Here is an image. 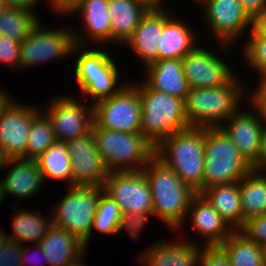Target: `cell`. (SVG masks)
<instances>
[{
	"label": "cell",
	"mask_w": 266,
	"mask_h": 266,
	"mask_svg": "<svg viewBox=\"0 0 266 266\" xmlns=\"http://www.w3.org/2000/svg\"><path fill=\"white\" fill-rule=\"evenodd\" d=\"M105 235H116L124 229L129 232L133 239L139 235L126 223L117 202L104 191L100 193L99 202L93 219V230Z\"/></svg>",
	"instance_id": "33"
},
{
	"label": "cell",
	"mask_w": 266,
	"mask_h": 266,
	"mask_svg": "<svg viewBox=\"0 0 266 266\" xmlns=\"http://www.w3.org/2000/svg\"><path fill=\"white\" fill-rule=\"evenodd\" d=\"M86 251L81 254L78 258L74 259L72 262H69L68 264H65L64 266H85L84 263V255H85ZM83 259V260H82Z\"/></svg>",
	"instance_id": "49"
},
{
	"label": "cell",
	"mask_w": 266,
	"mask_h": 266,
	"mask_svg": "<svg viewBox=\"0 0 266 266\" xmlns=\"http://www.w3.org/2000/svg\"><path fill=\"white\" fill-rule=\"evenodd\" d=\"M198 265L199 266H231L228 254L220 245L201 247Z\"/></svg>",
	"instance_id": "38"
},
{
	"label": "cell",
	"mask_w": 266,
	"mask_h": 266,
	"mask_svg": "<svg viewBox=\"0 0 266 266\" xmlns=\"http://www.w3.org/2000/svg\"><path fill=\"white\" fill-rule=\"evenodd\" d=\"M237 78L234 74L217 87L190 88L184 100L190 127L219 128L242 107L245 84Z\"/></svg>",
	"instance_id": "2"
},
{
	"label": "cell",
	"mask_w": 266,
	"mask_h": 266,
	"mask_svg": "<svg viewBox=\"0 0 266 266\" xmlns=\"http://www.w3.org/2000/svg\"><path fill=\"white\" fill-rule=\"evenodd\" d=\"M220 246L228 254L231 266H266V250L239 230L234 231Z\"/></svg>",
	"instance_id": "30"
},
{
	"label": "cell",
	"mask_w": 266,
	"mask_h": 266,
	"mask_svg": "<svg viewBox=\"0 0 266 266\" xmlns=\"http://www.w3.org/2000/svg\"><path fill=\"white\" fill-rule=\"evenodd\" d=\"M35 160L45 182L67 181L72 186V163L66 143L55 142Z\"/></svg>",
	"instance_id": "31"
},
{
	"label": "cell",
	"mask_w": 266,
	"mask_h": 266,
	"mask_svg": "<svg viewBox=\"0 0 266 266\" xmlns=\"http://www.w3.org/2000/svg\"><path fill=\"white\" fill-rule=\"evenodd\" d=\"M94 122L103 129L137 133L141 129V100L138 89L131 83L112 97L93 105Z\"/></svg>",
	"instance_id": "10"
},
{
	"label": "cell",
	"mask_w": 266,
	"mask_h": 266,
	"mask_svg": "<svg viewBox=\"0 0 266 266\" xmlns=\"http://www.w3.org/2000/svg\"><path fill=\"white\" fill-rule=\"evenodd\" d=\"M146 80L151 89L185 100L190 85L183 71L182 60H156L145 67Z\"/></svg>",
	"instance_id": "23"
},
{
	"label": "cell",
	"mask_w": 266,
	"mask_h": 266,
	"mask_svg": "<svg viewBox=\"0 0 266 266\" xmlns=\"http://www.w3.org/2000/svg\"><path fill=\"white\" fill-rule=\"evenodd\" d=\"M12 99L13 98H11L7 91L4 92V90H0V114Z\"/></svg>",
	"instance_id": "48"
},
{
	"label": "cell",
	"mask_w": 266,
	"mask_h": 266,
	"mask_svg": "<svg viewBox=\"0 0 266 266\" xmlns=\"http://www.w3.org/2000/svg\"><path fill=\"white\" fill-rule=\"evenodd\" d=\"M3 200H4V196H3L2 182L0 180V204Z\"/></svg>",
	"instance_id": "50"
},
{
	"label": "cell",
	"mask_w": 266,
	"mask_h": 266,
	"mask_svg": "<svg viewBox=\"0 0 266 266\" xmlns=\"http://www.w3.org/2000/svg\"><path fill=\"white\" fill-rule=\"evenodd\" d=\"M205 170L203 191L239 182L252 166L220 128H204Z\"/></svg>",
	"instance_id": "8"
},
{
	"label": "cell",
	"mask_w": 266,
	"mask_h": 266,
	"mask_svg": "<svg viewBox=\"0 0 266 266\" xmlns=\"http://www.w3.org/2000/svg\"><path fill=\"white\" fill-rule=\"evenodd\" d=\"M249 40L244 47V57L247 65L258 72V75L266 74V38L258 36L250 31Z\"/></svg>",
	"instance_id": "35"
},
{
	"label": "cell",
	"mask_w": 266,
	"mask_h": 266,
	"mask_svg": "<svg viewBox=\"0 0 266 266\" xmlns=\"http://www.w3.org/2000/svg\"><path fill=\"white\" fill-rule=\"evenodd\" d=\"M50 3L49 5L53 9V11L64 14L65 11L72 6L77 0H48Z\"/></svg>",
	"instance_id": "46"
},
{
	"label": "cell",
	"mask_w": 266,
	"mask_h": 266,
	"mask_svg": "<svg viewBox=\"0 0 266 266\" xmlns=\"http://www.w3.org/2000/svg\"><path fill=\"white\" fill-rule=\"evenodd\" d=\"M39 244L50 266H64L86 250L85 244L78 237L53 224Z\"/></svg>",
	"instance_id": "24"
},
{
	"label": "cell",
	"mask_w": 266,
	"mask_h": 266,
	"mask_svg": "<svg viewBox=\"0 0 266 266\" xmlns=\"http://www.w3.org/2000/svg\"><path fill=\"white\" fill-rule=\"evenodd\" d=\"M6 8V6L4 5V1L3 0H0V12Z\"/></svg>",
	"instance_id": "52"
},
{
	"label": "cell",
	"mask_w": 266,
	"mask_h": 266,
	"mask_svg": "<svg viewBox=\"0 0 266 266\" xmlns=\"http://www.w3.org/2000/svg\"><path fill=\"white\" fill-rule=\"evenodd\" d=\"M81 14L84 28L83 35L73 30L76 45L84 46L87 37L97 44L111 43V17L108 12V0H77L64 15ZM80 12V13H79ZM85 34V36H84ZM84 41V42H83Z\"/></svg>",
	"instance_id": "19"
},
{
	"label": "cell",
	"mask_w": 266,
	"mask_h": 266,
	"mask_svg": "<svg viewBox=\"0 0 266 266\" xmlns=\"http://www.w3.org/2000/svg\"><path fill=\"white\" fill-rule=\"evenodd\" d=\"M52 211V224L78 237L86 247L103 187L73 185Z\"/></svg>",
	"instance_id": "9"
},
{
	"label": "cell",
	"mask_w": 266,
	"mask_h": 266,
	"mask_svg": "<svg viewBox=\"0 0 266 266\" xmlns=\"http://www.w3.org/2000/svg\"><path fill=\"white\" fill-rule=\"evenodd\" d=\"M20 67V42L0 36V64Z\"/></svg>",
	"instance_id": "39"
},
{
	"label": "cell",
	"mask_w": 266,
	"mask_h": 266,
	"mask_svg": "<svg viewBox=\"0 0 266 266\" xmlns=\"http://www.w3.org/2000/svg\"><path fill=\"white\" fill-rule=\"evenodd\" d=\"M182 66L190 88L217 87L234 75L222 57L198 45L182 58Z\"/></svg>",
	"instance_id": "16"
},
{
	"label": "cell",
	"mask_w": 266,
	"mask_h": 266,
	"mask_svg": "<svg viewBox=\"0 0 266 266\" xmlns=\"http://www.w3.org/2000/svg\"><path fill=\"white\" fill-rule=\"evenodd\" d=\"M252 169L256 172L266 173V123L262 134L260 152L258 154L256 163L252 166Z\"/></svg>",
	"instance_id": "42"
},
{
	"label": "cell",
	"mask_w": 266,
	"mask_h": 266,
	"mask_svg": "<svg viewBox=\"0 0 266 266\" xmlns=\"http://www.w3.org/2000/svg\"><path fill=\"white\" fill-rule=\"evenodd\" d=\"M252 30L266 38V7L252 20Z\"/></svg>",
	"instance_id": "44"
},
{
	"label": "cell",
	"mask_w": 266,
	"mask_h": 266,
	"mask_svg": "<svg viewBox=\"0 0 266 266\" xmlns=\"http://www.w3.org/2000/svg\"><path fill=\"white\" fill-rule=\"evenodd\" d=\"M201 6L206 25L221 48H227L246 31L252 30V19L239 0H202Z\"/></svg>",
	"instance_id": "13"
},
{
	"label": "cell",
	"mask_w": 266,
	"mask_h": 266,
	"mask_svg": "<svg viewBox=\"0 0 266 266\" xmlns=\"http://www.w3.org/2000/svg\"><path fill=\"white\" fill-rule=\"evenodd\" d=\"M148 8L137 0H108L111 17V43H126Z\"/></svg>",
	"instance_id": "25"
},
{
	"label": "cell",
	"mask_w": 266,
	"mask_h": 266,
	"mask_svg": "<svg viewBox=\"0 0 266 266\" xmlns=\"http://www.w3.org/2000/svg\"><path fill=\"white\" fill-rule=\"evenodd\" d=\"M250 111L240 108L219 128L236 146L245 160L253 166L260 152L266 121L256 109Z\"/></svg>",
	"instance_id": "17"
},
{
	"label": "cell",
	"mask_w": 266,
	"mask_h": 266,
	"mask_svg": "<svg viewBox=\"0 0 266 266\" xmlns=\"http://www.w3.org/2000/svg\"><path fill=\"white\" fill-rule=\"evenodd\" d=\"M260 81H258V86L255 88L252 93L248 94L250 106L252 109H256L259 114L266 121V74L260 75Z\"/></svg>",
	"instance_id": "40"
},
{
	"label": "cell",
	"mask_w": 266,
	"mask_h": 266,
	"mask_svg": "<svg viewBox=\"0 0 266 266\" xmlns=\"http://www.w3.org/2000/svg\"><path fill=\"white\" fill-rule=\"evenodd\" d=\"M13 100L0 114V151L4 159H25L31 123L41 111Z\"/></svg>",
	"instance_id": "14"
},
{
	"label": "cell",
	"mask_w": 266,
	"mask_h": 266,
	"mask_svg": "<svg viewBox=\"0 0 266 266\" xmlns=\"http://www.w3.org/2000/svg\"><path fill=\"white\" fill-rule=\"evenodd\" d=\"M154 155L196 193L203 192L204 128L189 127L175 132L155 147Z\"/></svg>",
	"instance_id": "3"
},
{
	"label": "cell",
	"mask_w": 266,
	"mask_h": 266,
	"mask_svg": "<svg viewBox=\"0 0 266 266\" xmlns=\"http://www.w3.org/2000/svg\"><path fill=\"white\" fill-rule=\"evenodd\" d=\"M243 225L248 219L266 214V173L250 171L240 180Z\"/></svg>",
	"instance_id": "28"
},
{
	"label": "cell",
	"mask_w": 266,
	"mask_h": 266,
	"mask_svg": "<svg viewBox=\"0 0 266 266\" xmlns=\"http://www.w3.org/2000/svg\"><path fill=\"white\" fill-rule=\"evenodd\" d=\"M27 246H24L23 245V247H22V256H21V265L22 266H28V264H30L31 263V261L32 260H36V257H38V256H41V259L42 260H44V264L46 263L47 264V262H46V260H45V257H44V253L42 252V249H41V247H40V244L39 243H37V244H35V248H36V251H34V252H38L39 253V255H32V254H30L29 253V255H28V251H29V248L27 247ZM34 252H32V253H34ZM37 253V254H38ZM35 256V257H34ZM40 259V258H39ZM38 260V259H37ZM37 260H36V263H38V264H36L35 263V265L34 266H41L43 263H41L40 261H38L37 262ZM27 262H30V263H27ZM32 262H34V261H32ZM39 262L41 263V264H39ZM42 265V266H45V265Z\"/></svg>",
	"instance_id": "43"
},
{
	"label": "cell",
	"mask_w": 266,
	"mask_h": 266,
	"mask_svg": "<svg viewBox=\"0 0 266 266\" xmlns=\"http://www.w3.org/2000/svg\"><path fill=\"white\" fill-rule=\"evenodd\" d=\"M91 131L109 172L142 170L154 156L155 147L140 132L106 130L95 122Z\"/></svg>",
	"instance_id": "6"
},
{
	"label": "cell",
	"mask_w": 266,
	"mask_h": 266,
	"mask_svg": "<svg viewBox=\"0 0 266 266\" xmlns=\"http://www.w3.org/2000/svg\"><path fill=\"white\" fill-rule=\"evenodd\" d=\"M36 12V8H4L0 12V36L23 41L40 24Z\"/></svg>",
	"instance_id": "32"
},
{
	"label": "cell",
	"mask_w": 266,
	"mask_h": 266,
	"mask_svg": "<svg viewBox=\"0 0 266 266\" xmlns=\"http://www.w3.org/2000/svg\"><path fill=\"white\" fill-rule=\"evenodd\" d=\"M201 194L234 231L243 227L240 181L213 186Z\"/></svg>",
	"instance_id": "26"
},
{
	"label": "cell",
	"mask_w": 266,
	"mask_h": 266,
	"mask_svg": "<svg viewBox=\"0 0 266 266\" xmlns=\"http://www.w3.org/2000/svg\"><path fill=\"white\" fill-rule=\"evenodd\" d=\"M75 45L72 55H78L74 74L82 95L92 97V105L114 96L124 85H118L120 71L115 59L104 50ZM118 85V86H117Z\"/></svg>",
	"instance_id": "7"
},
{
	"label": "cell",
	"mask_w": 266,
	"mask_h": 266,
	"mask_svg": "<svg viewBox=\"0 0 266 266\" xmlns=\"http://www.w3.org/2000/svg\"><path fill=\"white\" fill-rule=\"evenodd\" d=\"M187 215L193 231L204 237V246L221 245L234 232L200 193L193 196Z\"/></svg>",
	"instance_id": "20"
},
{
	"label": "cell",
	"mask_w": 266,
	"mask_h": 266,
	"mask_svg": "<svg viewBox=\"0 0 266 266\" xmlns=\"http://www.w3.org/2000/svg\"><path fill=\"white\" fill-rule=\"evenodd\" d=\"M141 100L140 133L156 147L162 140L177 131L190 127L185 111V101L144 84L131 82Z\"/></svg>",
	"instance_id": "4"
},
{
	"label": "cell",
	"mask_w": 266,
	"mask_h": 266,
	"mask_svg": "<svg viewBox=\"0 0 266 266\" xmlns=\"http://www.w3.org/2000/svg\"><path fill=\"white\" fill-rule=\"evenodd\" d=\"M71 160L72 186L103 187L109 175L95 145L92 131L66 143Z\"/></svg>",
	"instance_id": "15"
},
{
	"label": "cell",
	"mask_w": 266,
	"mask_h": 266,
	"mask_svg": "<svg viewBox=\"0 0 266 266\" xmlns=\"http://www.w3.org/2000/svg\"><path fill=\"white\" fill-rule=\"evenodd\" d=\"M103 191L117 202L126 223L139 235L153 217L151 191L143 171L109 172Z\"/></svg>",
	"instance_id": "5"
},
{
	"label": "cell",
	"mask_w": 266,
	"mask_h": 266,
	"mask_svg": "<svg viewBox=\"0 0 266 266\" xmlns=\"http://www.w3.org/2000/svg\"><path fill=\"white\" fill-rule=\"evenodd\" d=\"M40 24L20 42V67H34L72 55L75 44L70 28L43 29Z\"/></svg>",
	"instance_id": "11"
},
{
	"label": "cell",
	"mask_w": 266,
	"mask_h": 266,
	"mask_svg": "<svg viewBox=\"0 0 266 266\" xmlns=\"http://www.w3.org/2000/svg\"><path fill=\"white\" fill-rule=\"evenodd\" d=\"M157 242L137 258L143 266H197L199 264L201 246L197 242L190 240Z\"/></svg>",
	"instance_id": "22"
},
{
	"label": "cell",
	"mask_w": 266,
	"mask_h": 266,
	"mask_svg": "<svg viewBox=\"0 0 266 266\" xmlns=\"http://www.w3.org/2000/svg\"><path fill=\"white\" fill-rule=\"evenodd\" d=\"M23 245L11 241L0 228V266H22Z\"/></svg>",
	"instance_id": "36"
},
{
	"label": "cell",
	"mask_w": 266,
	"mask_h": 266,
	"mask_svg": "<svg viewBox=\"0 0 266 266\" xmlns=\"http://www.w3.org/2000/svg\"><path fill=\"white\" fill-rule=\"evenodd\" d=\"M55 142L57 140L51 122L41 109V112L31 123L26 143L25 159H37Z\"/></svg>",
	"instance_id": "34"
},
{
	"label": "cell",
	"mask_w": 266,
	"mask_h": 266,
	"mask_svg": "<svg viewBox=\"0 0 266 266\" xmlns=\"http://www.w3.org/2000/svg\"><path fill=\"white\" fill-rule=\"evenodd\" d=\"M239 231L266 250V214L248 219Z\"/></svg>",
	"instance_id": "37"
},
{
	"label": "cell",
	"mask_w": 266,
	"mask_h": 266,
	"mask_svg": "<svg viewBox=\"0 0 266 266\" xmlns=\"http://www.w3.org/2000/svg\"><path fill=\"white\" fill-rule=\"evenodd\" d=\"M6 7L14 8H35L40 0H3Z\"/></svg>",
	"instance_id": "45"
},
{
	"label": "cell",
	"mask_w": 266,
	"mask_h": 266,
	"mask_svg": "<svg viewBox=\"0 0 266 266\" xmlns=\"http://www.w3.org/2000/svg\"><path fill=\"white\" fill-rule=\"evenodd\" d=\"M10 170L1 179L3 196H16L21 200L34 197L45 183L36 160L31 159H4L3 168L8 167ZM44 181V183H43Z\"/></svg>",
	"instance_id": "21"
},
{
	"label": "cell",
	"mask_w": 266,
	"mask_h": 266,
	"mask_svg": "<svg viewBox=\"0 0 266 266\" xmlns=\"http://www.w3.org/2000/svg\"><path fill=\"white\" fill-rule=\"evenodd\" d=\"M172 17L171 12L164 9H149L142 17L127 45L143 61V67L159 60V39L164 24Z\"/></svg>",
	"instance_id": "18"
},
{
	"label": "cell",
	"mask_w": 266,
	"mask_h": 266,
	"mask_svg": "<svg viewBox=\"0 0 266 266\" xmlns=\"http://www.w3.org/2000/svg\"><path fill=\"white\" fill-rule=\"evenodd\" d=\"M244 11L253 20L265 7L266 0H239Z\"/></svg>",
	"instance_id": "41"
},
{
	"label": "cell",
	"mask_w": 266,
	"mask_h": 266,
	"mask_svg": "<svg viewBox=\"0 0 266 266\" xmlns=\"http://www.w3.org/2000/svg\"><path fill=\"white\" fill-rule=\"evenodd\" d=\"M3 163H4V157L2 156L1 151H0V169L1 170H2Z\"/></svg>",
	"instance_id": "51"
},
{
	"label": "cell",
	"mask_w": 266,
	"mask_h": 266,
	"mask_svg": "<svg viewBox=\"0 0 266 266\" xmlns=\"http://www.w3.org/2000/svg\"><path fill=\"white\" fill-rule=\"evenodd\" d=\"M71 95L57 96L47 104L43 113L51 122L57 142L67 143L91 132L94 109Z\"/></svg>",
	"instance_id": "12"
},
{
	"label": "cell",
	"mask_w": 266,
	"mask_h": 266,
	"mask_svg": "<svg viewBox=\"0 0 266 266\" xmlns=\"http://www.w3.org/2000/svg\"><path fill=\"white\" fill-rule=\"evenodd\" d=\"M140 3L144 4L148 9H167V6L164 7L163 0H137Z\"/></svg>",
	"instance_id": "47"
},
{
	"label": "cell",
	"mask_w": 266,
	"mask_h": 266,
	"mask_svg": "<svg viewBox=\"0 0 266 266\" xmlns=\"http://www.w3.org/2000/svg\"><path fill=\"white\" fill-rule=\"evenodd\" d=\"M171 17L163 26L159 39V60L180 59L191 52L197 45L194 31L180 19Z\"/></svg>",
	"instance_id": "27"
},
{
	"label": "cell",
	"mask_w": 266,
	"mask_h": 266,
	"mask_svg": "<svg viewBox=\"0 0 266 266\" xmlns=\"http://www.w3.org/2000/svg\"><path fill=\"white\" fill-rule=\"evenodd\" d=\"M13 234L6 236L17 243L24 245L28 242L39 243L52 225L51 217H44L41 213L19 209L12 217ZM27 241V242H26Z\"/></svg>",
	"instance_id": "29"
},
{
	"label": "cell",
	"mask_w": 266,
	"mask_h": 266,
	"mask_svg": "<svg viewBox=\"0 0 266 266\" xmlns=\"http://www.w3.org/2000/svg\"><path fill=\"white\" fill-rule=\"evenodd\" d=\"M142 171L151 191L153 216L178 232L188 217V207L196 192L155 155Z\"/></svg>",
	"instance_id": "1"
}]
</instances>
